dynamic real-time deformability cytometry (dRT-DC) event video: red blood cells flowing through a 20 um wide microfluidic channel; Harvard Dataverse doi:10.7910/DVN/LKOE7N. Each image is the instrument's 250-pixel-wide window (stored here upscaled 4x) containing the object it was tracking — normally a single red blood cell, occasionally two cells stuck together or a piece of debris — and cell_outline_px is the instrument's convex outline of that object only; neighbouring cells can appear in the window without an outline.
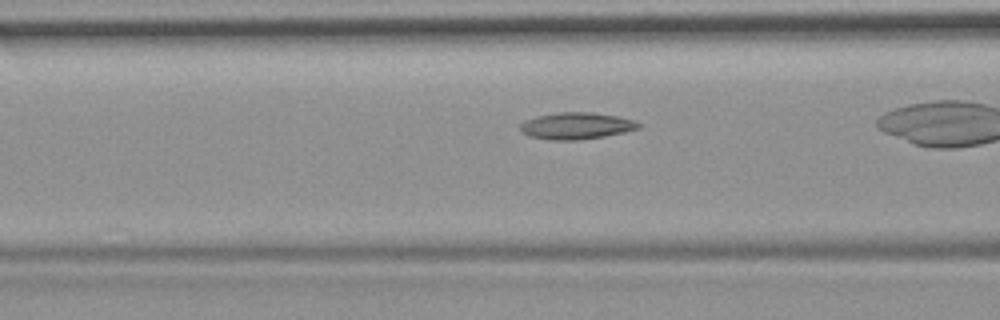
{"species": "common noctule bat (a hibernating species)", "species_latin": "Nyctalus noctula", "temperature_condition": "room temperature", "stored_images_in_passage": 31, "camera_frame_rate_fps": 3000, "um_per_image_px": 0.085, "animal": {"sex": "female", "body_mass_g": 19.9}, "frame": {"image": 1, "passage_image": 10, "time_ms": 3.0, "image_size_px": [1000, 320], "cell_outline_px": [[640, 128], [624, 132], [604, 136], [580, 140], [548, 140], [532, 136], [524, 132], [520, 128], [520, 124], [524, 120], [536, 116], [560, 112], [588, 112], [620, 116], [632, 120], [640, 124]], "centroid_in_image_um": [48.99, 10.69], "position_along_channel_um": 117.6, "area_um2": 18.32}}